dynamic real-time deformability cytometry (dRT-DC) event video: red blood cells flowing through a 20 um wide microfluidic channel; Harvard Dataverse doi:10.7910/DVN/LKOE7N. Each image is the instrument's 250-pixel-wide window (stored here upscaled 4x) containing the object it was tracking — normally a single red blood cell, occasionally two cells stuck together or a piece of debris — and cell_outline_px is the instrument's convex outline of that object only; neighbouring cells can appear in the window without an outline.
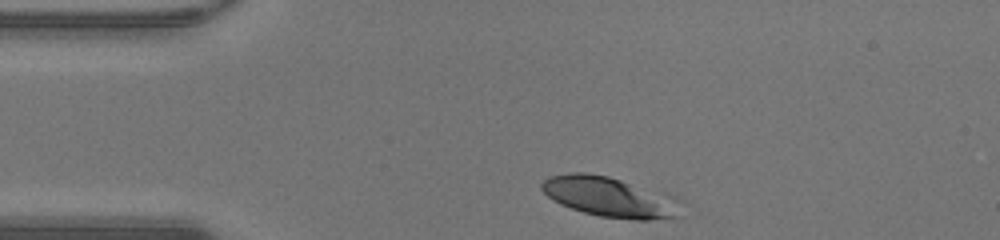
{"species": "human", "species_latin": "Homo sapiens", "temperature_condition": "warm", "stored_images_in_passage": 30, "camera_frame_rate_fps": 3000, "um_per_image_px": 0.085, "donor": {"sex": "male"}, "frame": {"image": 1, "passage_image": 1, "time_ms": 0.0, "image_size_px": [1000, 240], "cell_outline_px": [[684, 216], [648, 220], [632, 220], [600, 216], [584, 212], [560, 204], [552, 200], [540, 188], [540, 184], [548, 176], [568, 172], [584, 172], [608, 176], [668, 192], [684, 200]], "centroid_in_image_um": [51.97, 16.74], "position_along_channel_um": 33.0, "area_um2": 33.81}}
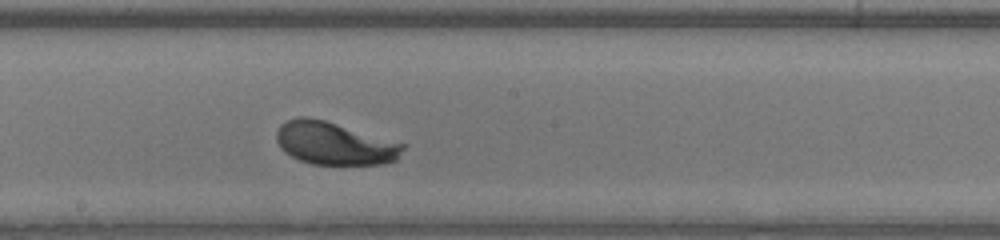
{"frame": {"image": 2, "passage_image": 17, "time_ms": 5.333, "image_size_px": [1000, 240], "cell_outline_px": [[408, 144], [396, 160], [384, 164], [312, 164], [300, 160], [284, 152], [280, 148], [276, 140], [276, 132], [280, 124], [296, 116], [304, 116], [324, 120]], "centroid_in_image_um": [28.44, 12.18], "position_along_channel_um": 219.8, "area_um2": 31.67}}
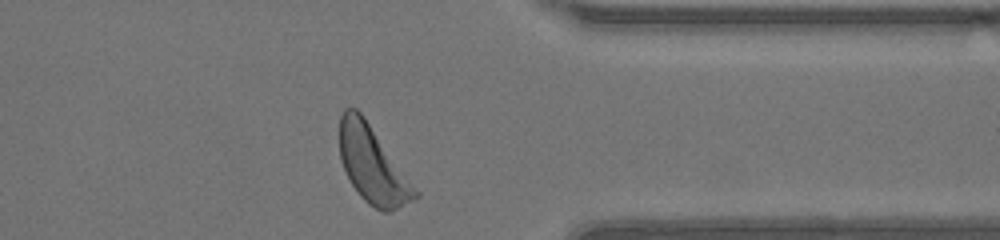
{"frame": {"image": 3, "passage_image": 29, "time_ms": 9.333, "image_size_px": [1000, 240], "cell_outline_px": [[420, 196], [388, 212], [384, 212], [368, 204], [360, 196], [352, 184], [340, 160], [340, 116], [344, 108], [356, 108], [364, 116], [420, 192]], "centroid_in_image_um": [31.67, 14.0], "position_along_channel_um": 379.7, "area_um2": 33.41}, "authors_computed_cell_mechanics": {"area_um2": 31.6455, "velocity_mm_per_s": 4.2818, "shape_relaxation_time_tau1_ms": 1.197, "shape_relaxation_time_tau2_ms": null, "deformation_change_tau1": 0.1294, "deformation_change_tau2": null}}